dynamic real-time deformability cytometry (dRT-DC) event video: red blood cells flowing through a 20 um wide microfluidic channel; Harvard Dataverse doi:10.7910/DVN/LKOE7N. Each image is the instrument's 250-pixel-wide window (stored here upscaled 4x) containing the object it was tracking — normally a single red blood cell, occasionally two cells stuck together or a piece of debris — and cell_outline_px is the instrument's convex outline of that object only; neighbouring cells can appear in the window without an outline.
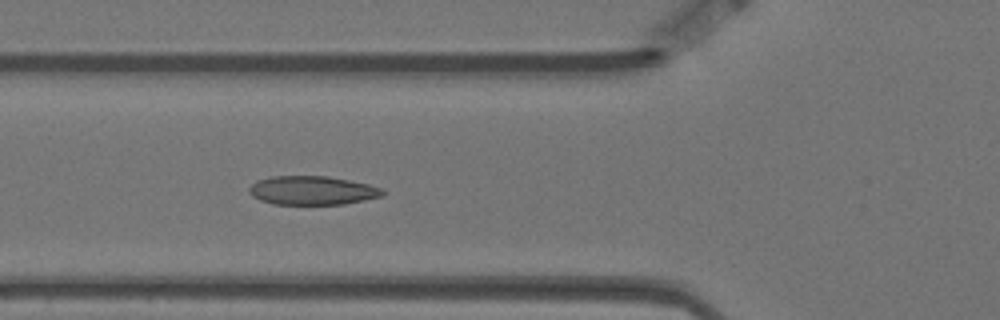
{"species": "Egyptian fruit bat (a non-hibernating species)", "species_latin": "Rousettus aegyptiacus", "temperature_condition": "warm", "stored_images_in_passage": 5, "camera_frame_rate_fps": 3000, "um_per_image_px": 0.085, "animal": {"sex": "female"}, "frame": {"image": 1, "passage_image": 5, "time_ms": 1.333, "image_size_px": [1000, 320], "cell_outline_px": [[384, 196], [344, 204], [272, 204], [260, 200], [252, 196], [248, 192], [248, 188], [256, 180], [272, 176], [328, 176], [368, 184], [384, 188]], "centroid_in_image_um": [26.53, 16.18], "position_along_channel_um": 99.3, "area_um2": 22.54}}